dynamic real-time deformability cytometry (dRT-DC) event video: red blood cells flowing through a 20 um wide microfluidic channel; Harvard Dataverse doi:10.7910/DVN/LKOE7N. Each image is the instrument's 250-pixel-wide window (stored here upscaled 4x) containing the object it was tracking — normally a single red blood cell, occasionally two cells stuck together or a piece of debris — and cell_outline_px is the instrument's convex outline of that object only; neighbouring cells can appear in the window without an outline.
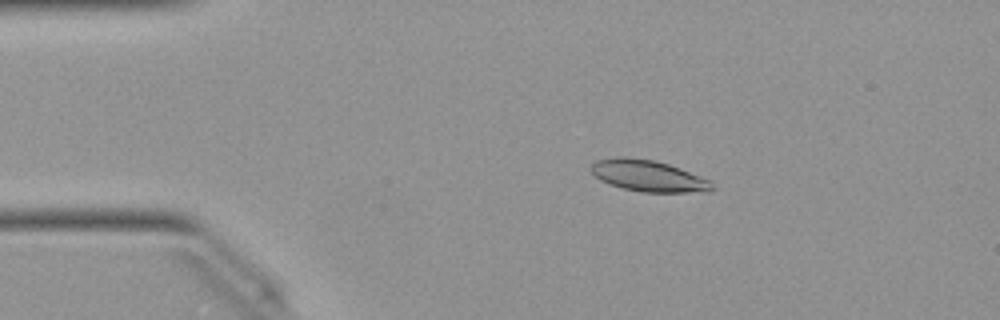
{"species": "Egyptian fruit bat (a non-hibernating species)", "species_latin": "Rousettus aegyptiacus", "temperature_condition": "warm", "stored_images_in_passage": 50, "camera_frame_rate_fps": 3000, "um_per_image_px": 0.085, "animal": {"sex": "female"}, "frame": {"image": 1, "passage_image": 9, "time_ms": 2.667, "image_size_px": [1000, 320], "cell_outline_px": [[716, 188], [708, 192], [640, 192], [624, 188], [600, 180], [592, 172], [592, 164], [596, 160], [616, 156], [628, 156], [656, 160], [680, 168], [712, 180]], "centroid_in_image_um": [55.17, 14.94], "position_along_channel_um": 29.8, "area_um2": 22.37}}
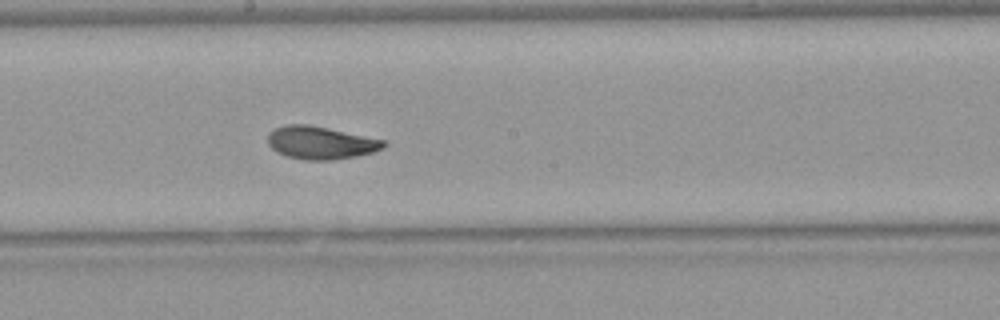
{"frame": {"image": 2, "passage_image": 27, "time_ms": 8.667, "image_size_px": [1000, 320], "cell_outline_px": [[388, 144], [384, 148], [372, 152], [356, 156], [332, 160], [304, 160], [288, 156], [276, 152], [268, 144], [268, 132], [284, 124], [308, 124], [328, 128], [384, 140]], "centroid_in_image_um": [27.24, 12.13], "position_along_channel_um": 221.0, "area_um2": 22.14}}
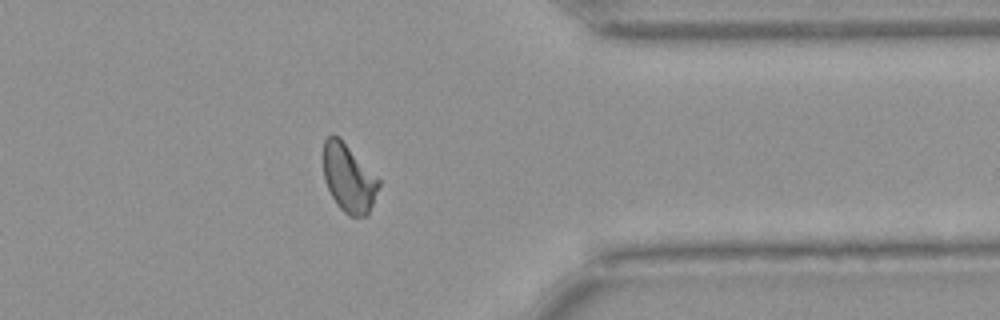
{"frame": {"image": 3, "passage_image": 40, "time_ms": 13.0, "image_size_px": [1000, 320], "cell_outline_px": [[380, 184], [368, 216], [348, 216], [336, 204], [324, 180], [324, 140], [332, 132], [340, 136], [380, 180]], "centroid_in_image_um": [29.64, 15.12], "position_along_channel_um": 381.8, "area_um2": 22.14}, "authors_computed_cell_mechanics": {"area_um2": 22.0796, "velocity_mm_per_s": 4.0236, "shape_relaxation_time_tau1_ms": 4.579, "shape_relaxation_time_tau2_ms": 1.5632, "deformation_change_tau1": 0.1526, "deformation_change_tau2": 0.0618}}